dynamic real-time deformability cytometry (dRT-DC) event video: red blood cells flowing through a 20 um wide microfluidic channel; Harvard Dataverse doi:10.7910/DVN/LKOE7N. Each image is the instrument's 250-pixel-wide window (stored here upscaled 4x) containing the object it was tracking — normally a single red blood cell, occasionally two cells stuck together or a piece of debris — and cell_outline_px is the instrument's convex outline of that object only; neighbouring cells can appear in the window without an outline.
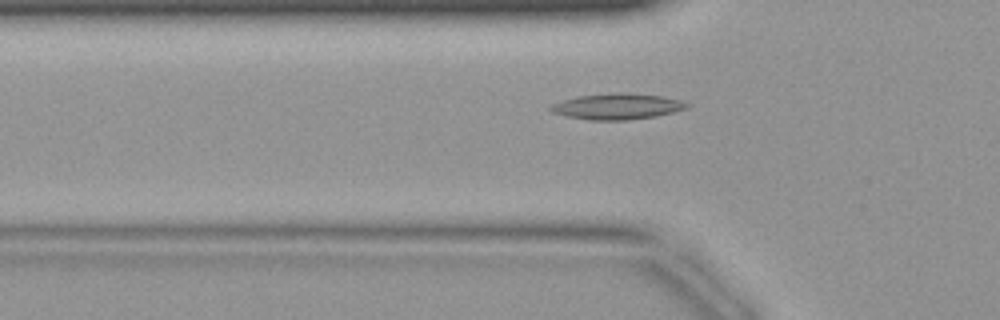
{"species": "common noctule bat (a hibernating species)", "species_latin": "Nyctalus noctula", "temperature_condition": "warm", "stored_images_in_passage": 35, "camera_frame_rate_fps": 3000, "um_per_image_px": 0.085, "animal": {"sex": "female", "body_mass_g": 19.9}, "frame": {"image": 1, "passage_image": 7, "time_ms": 2.0, "image_size_px": [1000, 320], "cell_outline_px": [[688, 108], [656, 116], [628, 120], [588, 120], [568, 116], [552, 112], [548, 108], [552, 104], [564, 100], [580, 96], [616, 92], [624, 92], [664, 96], [680, 100], [688, 104]], "centroid_in_image_um": [52.48, 9.04], "position_along_channel_um": 73.3, "area_um2": 20.46}}
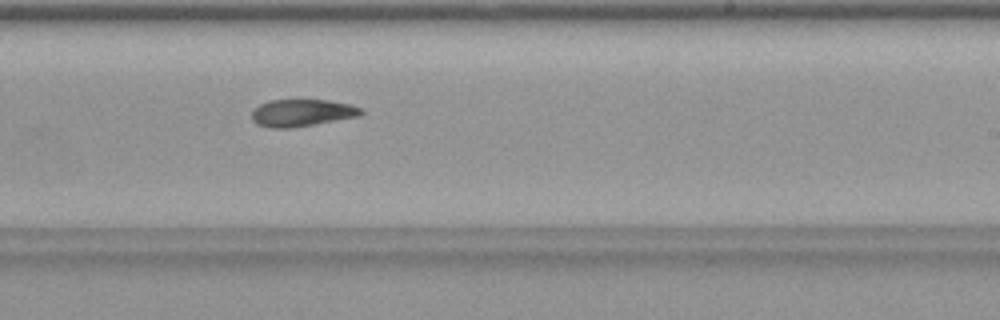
{"frame": {"image": 2, "passage_image": 19, "time_ms": 6.0, "image_size_px": [1000, 320], "cell_outline_px": [[364, 112], [360, 116], [292, 128], [268, 128], [256, 124], [252, 120], [252, 108], [268, 100], [328, 100], [348, 104], [364, 108]], "centroid_in_image_um": [25.64, 9.59], "position_along_channel_um": 263.4, "area_um2": 17.51}}
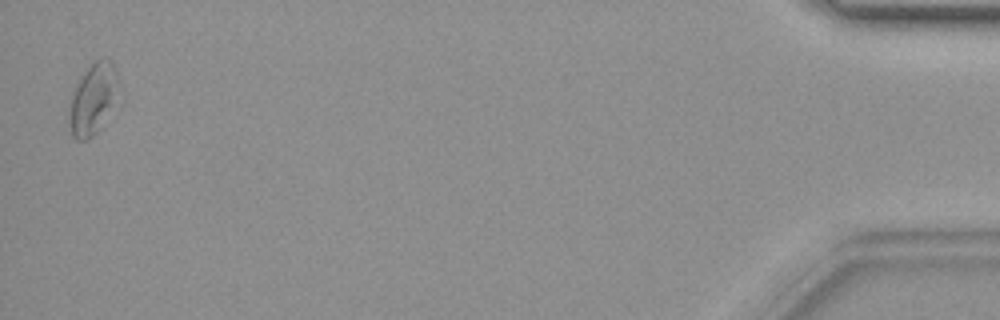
{"frame": {"image": 3, "passage_image": 35, "time_ms": 11.333, "image_size_px": [1000, 320], "cell_outline_px": [[124, 104], [88, 140], [76, 140], [72, 136], [68, 124], [68, 100], [76, 84], [92, 60], [108, 60], [112, 64], [120, 80], [124, 100]], "centroid_in_image_um": [8.01, 8.47], "position_along_channel_um": 427.2, "area_um2": 22.48}}